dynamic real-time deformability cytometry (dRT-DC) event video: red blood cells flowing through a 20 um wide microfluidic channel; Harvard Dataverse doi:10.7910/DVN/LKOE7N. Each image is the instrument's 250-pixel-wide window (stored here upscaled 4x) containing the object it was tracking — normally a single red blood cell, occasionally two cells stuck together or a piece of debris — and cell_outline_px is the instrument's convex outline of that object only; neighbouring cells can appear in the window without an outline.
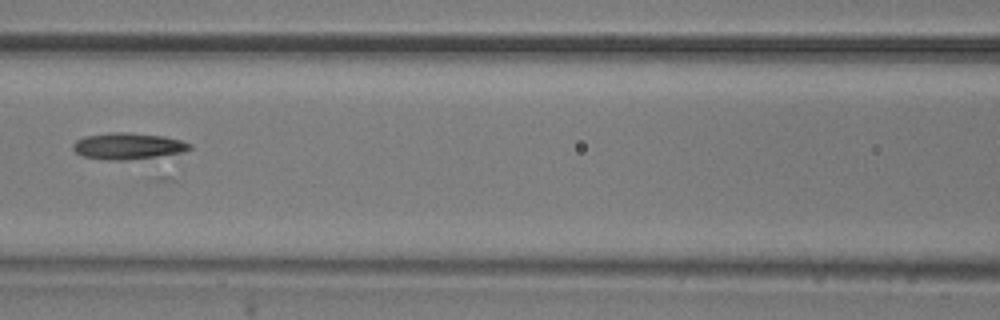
{"species": "common noctule bat (a hibernating species)", "species_latin": "Nyctalus noctula", "temperature_condition": "room temperature", "stored_images_in_passage": 6, "camera_frame_rate_fps": 3000, "um_per_image_px": 0.085, "animal": {"sex": "male", "body_mass_g": 20.5, "forearm_length_mm": 52.5}, "frame": {"image": 1, "passage_image": 4, "time_ms": 1.0, "image_size_px": [1000, 320], "cell_outline_px": [[192, 148], [184, 152], [156, 156], [124, 160], [108, 160], [84, 156], [76, 152], [72, 148], [72, 144], [76, 140], [84, 136], [108, 132], [132, 132], [164, 136], [180, 140], [192, 144]], "centroid_in_image_um": [10.87, 12.4], "position_along_channel_um": 155.7, "area_um2": 18.03}}